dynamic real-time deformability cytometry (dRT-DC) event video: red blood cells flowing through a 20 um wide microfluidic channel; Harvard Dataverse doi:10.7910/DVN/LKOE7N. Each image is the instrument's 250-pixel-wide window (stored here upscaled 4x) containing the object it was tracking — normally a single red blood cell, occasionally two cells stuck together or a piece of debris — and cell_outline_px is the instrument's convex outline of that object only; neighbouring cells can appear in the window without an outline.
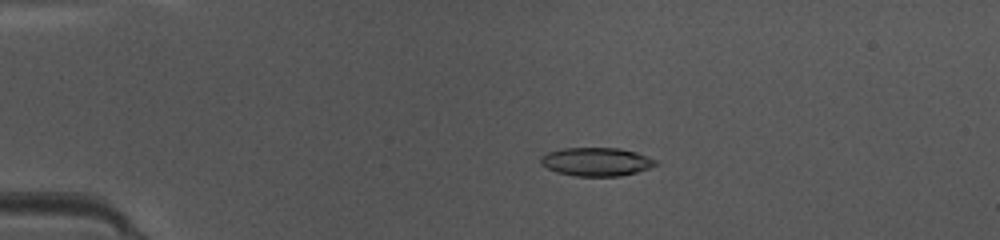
{"species": "common noctule bat (a hibernating species)", "species_latin": "Nyctalus noctula", "temperature_condition": "warm", "stored_images_in_passage": 38, "camera_frame_rate_fps": 3000, "um_per_image_px": 0.085, "animal": {"sex": "female", "body_mass_g": 10.0, "forearm_length_mm": 53.1}, "frame": {"image": 1, "passage_image": 1, "time_ms": 0.0, "image_size_px": [1000, 240], "cell_outline_px": [[660, 164], [636, 172], [620, 176], [576, 176], [556, 172], [540, 164], [540, 160], [548, 152], [564, 148], [620, 148], [636, 152], [648, 156], [656, 160]], "centroid_in_image_um": [50.72, 13.75], "position_along_channel_um": 34.3, "area_um2": 19.02}}
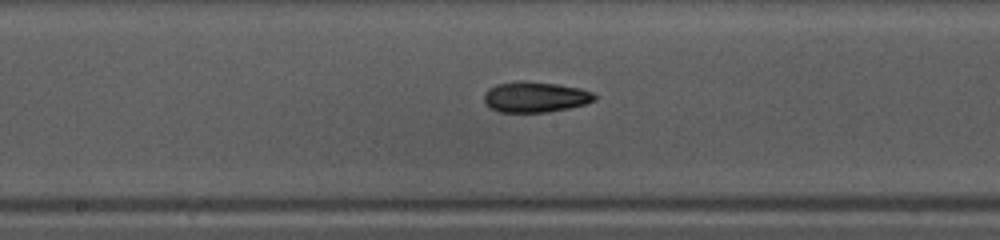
{"frame": {"image": 2, "passage_image": 16, "time_ms": 5.0, "image_size_px": [1000, 240], "cell_outline_px": [[596, 100], [584, 104], [568, 108], [548, 112], [500, 112], [488, 108], [484, 100], [484, 92], [488, 88], [496, 84], [516, 80], [524, 80], [556, 84], [580, 88], [592, 92], [596, 96]], "centroid_in_image_um": [45.45, 8.23], "position_along_channel_um": 202.8, "area_um2": 19.94}}
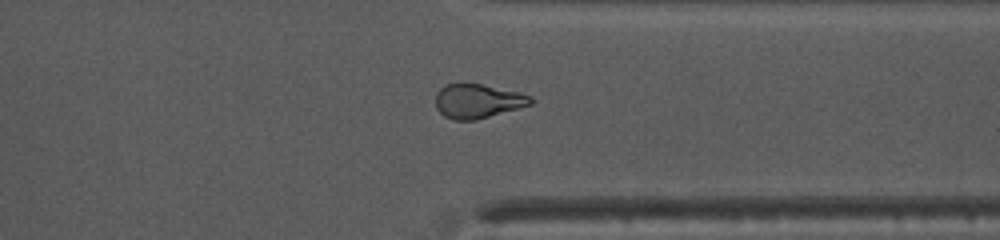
{"frame": {"image": 3, "passage_image": 28, "time_ms": 9.0, "image_size_px": [1000, 240], "cell_outline_px": [[536, 100], [532, 104], [520, 108], [476, 120], [452, 120], [444, 116], [436, 108], [436, 92], [444, 84], [460, 80], [464, 80], [516, 92], [532, 96]], "centroid_in_image_um": [40.57, 8.56], "position_along_channel_um": 370.8, "area_um2": 19.59}, "authors_computed_cell_mechanics": {"area_um2": 19.3052, "velocity_mm_per_s": 4.2168, "shape_relaxation_time_tau1_ms": 4.1126, "shape_relaxation_time_tau2_ms": 2.9514, "deformation_change_tau1": 0.1632, "deformation_change_tau2": 0.105}}